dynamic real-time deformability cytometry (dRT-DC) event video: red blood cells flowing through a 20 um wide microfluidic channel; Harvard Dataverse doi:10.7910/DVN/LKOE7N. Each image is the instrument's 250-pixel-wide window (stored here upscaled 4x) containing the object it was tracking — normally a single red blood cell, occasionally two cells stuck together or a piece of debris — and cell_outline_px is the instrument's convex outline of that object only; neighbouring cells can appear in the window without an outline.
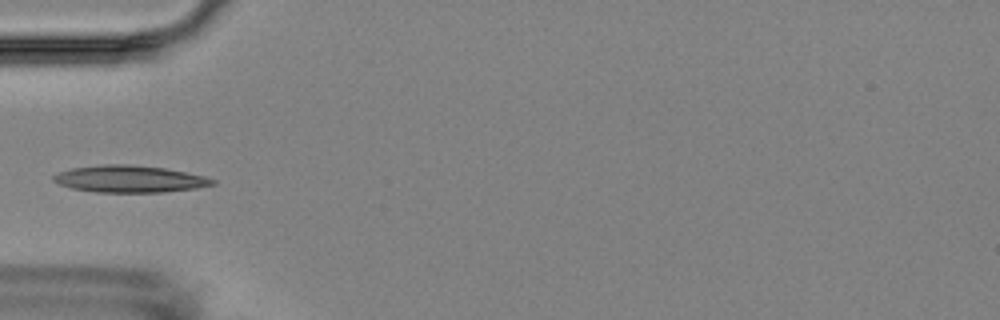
{"species": "Egyptian fruit bat (a non-hibernating species)", "species_latin": "Rousettus aegyptiacus", "temperature_condition": "room temperature", "stored_images_in_passage": 8, "camera_frame_rate_fps": 3000, "um_per_image_px": 0.085, "animal": {"sex": "female"}, "frame": {"image": 1, "passage_image": 6, "time_ms": 5.667, "image_size_px": [1000, 320], "cell_outline_px": [[216, 184], [196, 188], [164, 192], [96, 192], [72, 188], [60, 184], [52, 180], [52, 176], [56, 172], [72, 168], [100, 164], [128, 164], [164, 168], [204, 176], [216, 180]], "centroid_in_image_um": [10.98, 15.21], "position_along_channel_um": 74.0, "area_um2": 24.97}}